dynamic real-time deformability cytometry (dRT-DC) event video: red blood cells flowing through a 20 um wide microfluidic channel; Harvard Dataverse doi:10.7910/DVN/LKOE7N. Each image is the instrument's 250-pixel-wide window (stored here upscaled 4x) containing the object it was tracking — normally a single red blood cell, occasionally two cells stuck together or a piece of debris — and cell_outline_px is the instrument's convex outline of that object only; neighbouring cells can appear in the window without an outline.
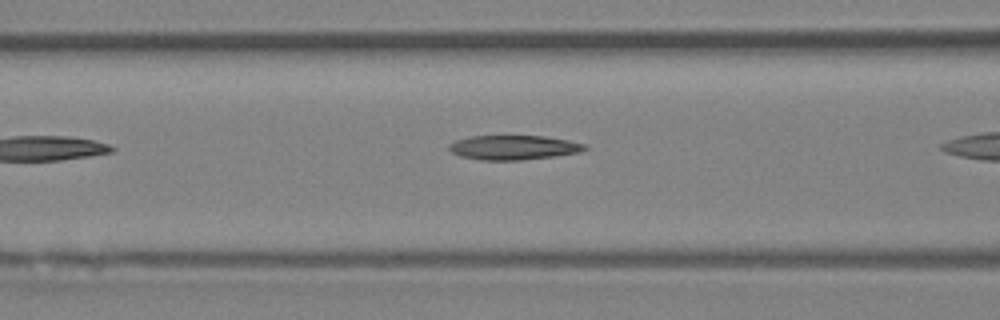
{"species": "Egyptian fruit bat (a non-hibernating species)", "species_latin": "Rousettus aegyptiacus", "temperature_condition": "room temperature", "stored_images_in_passage": 6, "camera_frame_rate_fps": 3000, "um_per_image_px": 0.085, "animal": {"sex": "female"}, "frame": {"image": 1, "passage_image": 5, "time_ms": 4.667, "image_size_px": [1000, 320], "cell_outline_px": [[588, 148], [580, 152], [556, 156], [520, 160], [480, 160], [460, 156], [452, 152], [448, 148], [448, 144], [456, 140], [468, 136], [544, 136], [568, 140], [588, 144]], "centroid_in_image_um": [43.67, 12.53], "position_along_channel_um": 122.9, "area_um2": 19.48}}